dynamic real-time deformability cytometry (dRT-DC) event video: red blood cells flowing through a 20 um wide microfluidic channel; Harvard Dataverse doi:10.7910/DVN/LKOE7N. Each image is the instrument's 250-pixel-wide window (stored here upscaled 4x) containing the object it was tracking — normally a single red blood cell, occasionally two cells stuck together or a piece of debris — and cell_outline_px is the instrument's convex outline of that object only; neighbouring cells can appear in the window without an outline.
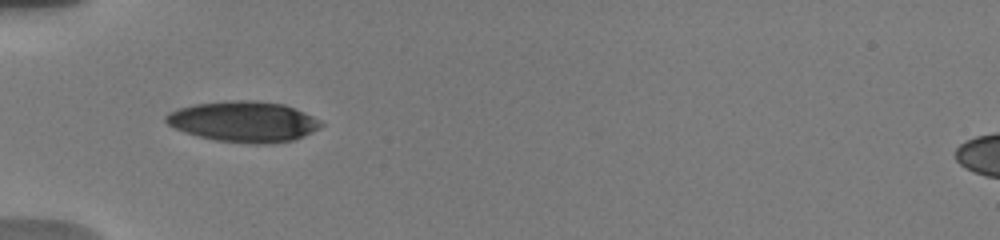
{"species": "human", "species_latin": "Homo sapiens", "temperature_condition": "warm", "stored_images_in_passage": 40, "camera_frame_rate_fps": 3000, "um_per_image_px": 0.085, "donor": {"sex": "male"}, "frame": {"image": 1, "passage_image": 1, "time_ms": 0.0, "image_size_px": [1000, 240], "cell_outline_px": [[324, 124], [320, 128], [304, 136], [292, 140], [272, 144], [252, 144], [216, 140], [184, 132], [168, 124], [164, 120], [164, 116], [168, 112], [180, 108], [196, 104], [232, 100], [256, 100], [284, 104], [304, 112], [320, 120]], "centroid_in_image_um": [20.73, 10.34], "position_along_channel_um": 64.3, "area_um2": 36.76}}
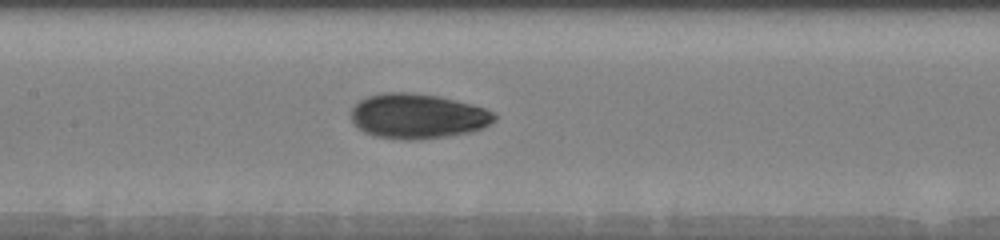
{"frame": {"image": 2, "passage_image": 16, "time_ms": 3.0, "image_size_px": [1000, 240], "cell_outline_px": [[496, 120], [484, 128], [472, 132], [448, 136], [420, 140], [400, 140], [376, 136], [364, 132], [356, 128], [352, 124], [352, 108], [360, 100], [368, 96], [380, 92], [412, 92], [440, 96], [472, 104], [496, 112]], "centroid_in_image_um": [35.52, 9.88], "position_along_channel_um": 171.9, "area_um2": 38.15}}
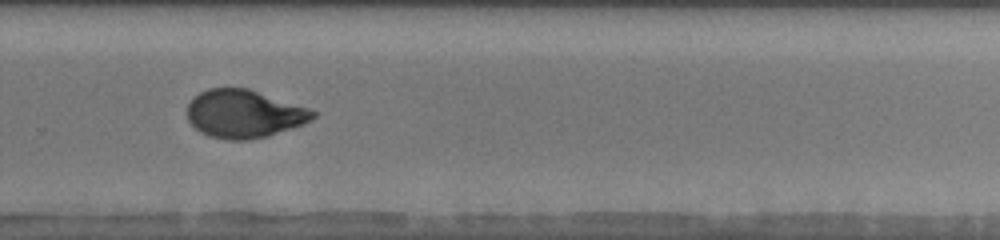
{"frame": {"image": 3, "passage_image": 34, "time_ms": 6.667, "image_size_px": [1000, 240], "cell_outline_px": [[320, 112], [316, 116], [304, 124], [268, 136], [248, 140], [228, 140], [208, 136], [200, 132], [188, 120], [188, 104], [200, 92], [208, 88], [248, 88]], "centroid_in_image_um": [20.76, 9.68], "position_along_channel_um": 309.0, "area_um2": 35.14}}